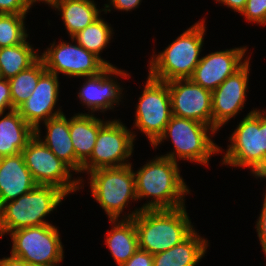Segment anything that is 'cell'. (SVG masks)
I'll return each instance as SVG.
<instances>
[{
    "instance_id": "cell-1",
    "label": "cell",
    "mask_w": 266,
    "mask_h": 266,
    "mask_svg": "<svg viewBox=\"0 0 266 266\" xmlns=\"http://www.w3.org/2000/svg\"><path fill=\"white\" fill-rule=\"evenodd\" d=\"M185 208H137L122 218L134 220L139 249L154 255L180 244L195 230Z\"/></svg>"
},
{
    "instance_id": "cell-2",
    "label": "cell",
    "mask_w": 266,
    "mask_h": 266,
    "mask_svg": "<svg viewBox=\"0 0 266 266\" xmlns=\"http://www.w3.org/2000/svg\"><path fill=\"white\" fill-rule=\"evenodd\" d=\"M178 164L162 155L134 172L137 199L153 200L141 210L177 209L185 206V195L190 191L180 175Z\"/></svg>"
},
{
    "instance_id": "cell-3",
    "label": "cell",
    "mask_w": 266,
    "mask_h": 266,
    "mask_svg": "<svg viewBox=\"0 0 266 266\" xmlns=\"http://www.w3.org/2000/svg\"><path fill=\"white\" fill-rule=\"evenodd\" d=\"M205 20L198 21L180 36L173 40L164 51L151 57L149 76L153 79L168 82L174 79H187L200 62L203 47Z\"/></svg>"
},
{
    "instance_id": "cell-4",
    "label": "cell",
    "mask_w": 266,
    "mask_h": 266,
    "mask_svg": "<svg viewBox=\"0 0 266 266\" xmlns=\"http://www.w3.org/2000/svg\"><path fill=\"white\" fill-rule=\"evenodd\" d=\"M266 112L253 109L231 134L222 164L250 168L259 178L266 172Z\"/></svg>"
},
{
    "instance_id": "cell-5",
    "label": "cell",
    "mask_w": 266,
    "mask_h": 266,
    "mask_svg": "<svg viewBox=\"0 0 266 266\" xmlns=\"http://www.w3.org/2000/svg\"><path fill=\"white\" fill-rule=\"evenodd\" d=\"M67 196L52 185H36L30 192L0 207V237L33 226L50 224L49 215Z\"/></svg>"
},
{
    "instance_id": "cell-6",
    "label": "cell",
    "mask_w": 266,
    "mask_h": 266,
    "mask_svg": "<svg viewBox=\"0 0 266 266\" xmlns=\"http://www.w3.org/2000/svg\"><path fill=\"white\" fill-rule=\"evenodd\" d=\"M209 132L213 135L217 131L204 123L172 115L163 134L153 144V147L156 148L163 140L170 137L175 150L163 155V157L170 158L176 163L177 158H179L208 165L210 157L220 151V147L210 139L212 136Z\"/></svg>"
},
{
    "instance_id": "cell-7",
    "label": "cell",
    "mask_w": 266,
    "mask_h": 266,
    "mask_svg": "<svg viewBox=\"0 0 266 266\" xmlns=\"http://www.w3.org/2000/svg\"><path fill=\"white\" fill-rule=\"evenodd\" d=\"M88 175L92 196L105 211L109 220H117L130 200H138L132 164L99 168L89 172Z\"/></svg>"
},
{
    "instance_id": "cell-8",
    "label": "cell",
    "mask_w": 266,
    "mask_h": 266,
    "mask_svg": "<svg viewBox=\"0 0 266 266\" xmlns=\"http://www.w3.org/2000/svg\"><path fill=\"white\" fill-rule=\"evenodd\" d=\"M10 237L11 255L27 264L57 266L64 259L60 233L52 224L18 229Z\"/></svg>"
},
{
    "instance_id": "cell-9",
    "label": "cell",
    "mask_w": 266,
    "mask_h": 266,
    "mask_svg": "<svg viewBox=\"0 0 266 266\" xmlns=\"http://www.w3.org/2000/svg\"><path fill=\"white\" fill-rule=\"evenodd\" d=\"M25 165L37 185H52L62 190L66 195L82 189V179L71 180L73 171L65 162L59 159L36 135L21 151Z\"/></svg>"
},
{
    "instance_id": "cell-10",
    "label": "cell",
    "mask_w": 266,
    "mask_h": 266,
    "mask_svg": "<svg viewBox=\"0 0 266 266\" xmlns=\"http://www.w3.org/2000/svg\"><path fill=\"white\" fill-rule=\"evenodd\" d=\"M135 136L121 121H108L99 130L93 152L82 164V172L131 165L126 159L133 153Z\"/></svg>"
},
{
    "instance_id": "cell-11",
    "label": "cell",
    "mask_w": 266,
    "mask_h": 266,
    "mask_svg": "<svg viewBox=\"0 0 266 266\" xmlns=\"http://www.w3.org/2000/svg\"><path fill=\"white\" fill-rule=\"evenodd\" d=\"M134 127L146 134L153 145L163 134L172 116L167 82L148 75L142 95L136 105Z\"/></svg>"
},
{
    "instance_id": "cell-12",
    "label": "cell",
    "mask_w": 266,
    "mask_h": 266,
    "mask_svg": "<svg viewBox=\"0 0 266 266\" xmlns=\"http://www.w3.org/2000/svg\"><path fill=\"white\" fill-rule=\"evenodd\" d=\"M47 71L58 76L59 73L70 77H89L103 72L108 66L95 54L78 43L53 42L50 48L39 56Z\"/></svg>"
},
{
    "instance_id": "cell-13",
    "label": "cell",
    "mask_w": 266,
    "mask_h": 266,
    "mask_svg": "<svg viewBox=\"0 0 266 266\" xmlns=\"http://www.w3.org/2000/svg\"><path fill=\"white\" fill-rule=\"evenodd\" d=\"M172 115L192 119L212 127V91L190 78L167 82Z\"/></svg>"
},
{
    "instance_id": "cell-14",
    "label": "cell",
    "mask_w": 266,
    "mask_h": 266,
    "mask_svg": "<svg viewBox=\"0 0 266 266\" xmlns=\"http://www.w3.org/2000/svg\"><path fill=\"white\" fill-rule=\"evenodd\" d=\"M250 58L212 91V127L218 131L243 109L249 82Z\"/></svg>"
},
{
    "instance_id": "cell-15",
    "label": "cell",
    "mask_w": 266,
    "mask_h": 266,
    "mask_svg": "<svg viewBox=\"0 0 266 266\" xmlns=\"http://www.w3.org/2000/svg\"><path fill=\"white\" fill-rule=\"evenodd\" d=\"M246 51L245 47H235L211 52L201 57L190 79L201 87L214 91L249 60L250 57H245Z\"/></svg>"
},
{
    "instance_id": "cell-16",
    "label": "cell",
    "mask_w": 266,
    "mask_h": 266,
    "mask_svg": "<svg viewBox=\"0 0 266 266\" xmlns=\"http://www.w3.org/2000/svg\"><path fill=\"white\" fill-rule=\"evenodd\" d=\"M59 86L58 76L46 70L40 76L30 97L16 109L35 131H40L41 121L45 122L63 114L60 108L54 111L58 101Z\"/></svg>"
},
{
    "instance_id": "cell-17",
    "label": "cell",
    "mask_w": 266,
    "mask_h": 266,
    "mask_svg": "<svg viewBox=\"0 0 266 266\" xmlns=\"http://www.w3.org/2000/svg\"><path fill=\"white\" fill-rule=\"evenodd\" d=\"M126 71L117 69L115 66H108L103 72L95 76L85 78L82 88L79 90L78 98L81 100L91 114L95 111L104 112L113 109L122 99V88L119 83L111 77L120 76L130 78ZM113 75V76H111Z\"/></svg>"
},
{
    "instance_id": "cell-18",
    "label": "cell",
    "mask_w": 266,
    "mask_h": 266,
    "mask_svg": "<svg viewBox=\"0 0 266 266\" xmlns=\"http://www.w3.org/2000/svg\"><path fill=\"white\" fill-rule=\"evenodd\" d=\"M36 185L22 153L0 158V207L30 192Z\"/></svg>"
},
{
    "instance_id": "cell-19",
    "label": "cell",
    "mask_w": 266,
    "mask_h": 266,
    "mask_svg": "<svg viewBox=\"0 0 266 266\" xmlns=\"http://www.w3.org/2000/svg\"><path fill=\"white\" fill-rule=\"evenodd\" d=\"M47 129L44 141L40 137V131H35V135L63 162H65L74 172L82 173V162L76 157L74 146L70 138L69 119L65 114L43 122Z\"/></svg>"
},
{
    "instance_id": "cell-20",
    "label": "cell",
    "mask_w": 266,
    "mask_h": 266,
    "mask_svg": "<svg viewBox=\"0 0 266 266\" xmlns=\"http://www.w3.org/2000/svg\"><path fill=\"white\" fill-rule=\"evenodd\" d=\"M4 115L0 114V158L21 153L35 135V130L17 110L8 111Z\"/></svg>"
},
{
    "instance_id": "cell-21",
    "label": "cell",
    "mask_w": 266,
    "mask_h": 266,
    "mask_svg": "<svg viewBox=\"0 0 266 266\" xmlns=\"http://www.w3.org/2000/svg\"><path fill=\"white\" fill-rule=\"evenodd\" d=\"M195 230L180 244L153 255V266H196L204 257L208 240Z\"/></svg>"
},
{
    "instance_id": "cell-22",
    "label": "cell",
    "mask_w": 266,
    "mask_h": 266,
    "mask_svg": "<svg viewBox=\"0 0 266 266\" xmlns=\"http://www.w3.org/2000/svg\"><path fill=\"white\" fill-rule=\"evenodd\" d=\"M108 121H103L94 114L77 113L69 119L70 138L76 157L84 163L92 154L99 130Z\"/></svg>"
},
{
    "instance_id": "cell-23",
    "label": "cell",
    "mask_w": 266,
    "mask_h": 266,
    "mask_svg": "<svg viewBox=\"0 0 266 266\" xmlns=\"http://www.w3.org/2000/svg\"><path fill=\"white\" fill-rule=\"evenodd\" d=\"M46 4L61 12L70 38L97 20L101 13L93 0H49Z\"/></svg>"
},
{
    "instance_id": "cell-24",
    "label": "cell",
    "mask_w": 266,
    "mask_h": 266,
    "mask_svg": "<svg viewBox=\"0 0 266 266\" xmlns=\"http://www.w3.org/2000/svg\"><path fill=\"white\" fill-rule=\"evenodd\" d=\"M119 220H110L114 226L107 233L105 243L118 266H121L139 249V244L134 220Z\"/></svg>"
},
{
    "instance_id": "cell-25",
    "label": "cell",
    "mask_w": 266,
    "mask_h": 266,
    "mask_svg": "<svg viewBox=\"0 0 266 266\" xmlns=\"http://www.w3.org/2000/svg\"><path fill=\"white\" fill-rule=\"evenodd\" d=\"M39 55L34 51L27 39L16 46L0 48V77L10 79L18 73L28 69L38 59Z\"/></svg>"
},
{
    "instance_id": "cell-26",
    "label": "cell",
    "mask_w": 266,
    "mask_h": 266,
    "mask_svg": "<svg viewBox=\"0 0 266 266\" xmlns=\"http://www.w3.org/2000/svg\"><path fill=\"white\" fill-rule=\"evenodd\" d=\"M113 30L111 26L99 17L97 20L89 24L85 29L76 33L71 39L76 41L80 46L95 54L107 66H113L110 62L102 59L99 55L104 48L107 47L111 40Z\"/></svg>"
},
{
    "instance_id": "cell-27",
    "label": "cell",
    "mask_w": 266,
    "mask_h": 266,
    "mask_svg": "<svg viewBox=\"0 0 266 266\" xmlns=\"http://www.w3.org/2000/svg\"><path fill=\"white\" fill-rule=\"evenodd\" d=\"M46 71L43 61L39 58L28 69L9 79L13 109L25 102L36 88L40 76Z\"/></svg>"
},
{
    "instance_id": "cell-28",
    "label": "cell",
    "mask_w": 266,
    "mask_h": 266,
    "mask_svg": "<svg viewBox=\"0 0 266 266\" xmlns=\"http://www.w3.org/2000/svg\"><path fill=\"white\" fill-rule=\"evenodd\" d=\"M25 17L26 14H0V48L16 46L27 39Z\"/></svg>"
},
{
    "instance_id": "cell-29",
    "label": "cell",
    "mask_w": 266,
    "mask_h": 266,
    "mask_svg": "<svg viewBox=\"0 0 266 266\" xmlns=\"http://www.w3.org/2000/svg\"><path fill=\"white\" fill-rule=\"evenodd\" d=\"M241 15L249 22L266 25V0H247Z\"/></svg>"
},
{
    "instance_id": "cell-30",
    "label": "cell",
    "mask_w": 266,
    "mask_h": 266,
    "mask_svg": "<svg viewBox=\"0 0 266 266\" xmlns=\"http://www.w3.org/2000/svg\"><path fill=\"white\" fill-rule=\"evenodd\" d=\"M33 0H0V14H27Z\"/></svg>"
},
{
    "instance_id": "cell-31",
    "label": "cell",
    "mask_w": 266,
    "mask_h": 266,
    "mask_svg": "<svg viewBox=\"0 0 266 266\" xmlns=\"http://www.w3.org/2000/svg\"><path fill=\"white\" fill-rule=\"evenodd\" d=\"M6 109L12 111V99L9 80L0 77V114L5 113Z\"/></svg>"
},
{
    "instance_id": "cell-32",
    "label": "cell",
    "mask_w": 266,
    "mask_h": 266,
    "mask_svg": "<svg viewBox=\"0 0 266 266\" xmlns=\"http://www.w3.org/2000/svg\"><path fill=\"white\" fill-rule=\"evenodd\" d=\"M121 266H153V255L147 251L138 249L128 261Z\"/></svg>"
},
{
    "instance_id": "cell-33",
    "label": "cell",
    "mask_w": 266,
    "mask_h": 266,
    "mask_svg": "<svg viewBox=\"0 0 266 266\" xmlns=\"http://www.w3.org/2000/svg\"><path fill=\"white\" fill-rule=\"evenodd\" d=\"M264 200L262 204V209L259 218L257 219L256 230L258 233V238L266 257V193L264 195Z\"/></svg>"
},
{
    "instance_id": "cell-34",
    "label": "cell",
    "mask_w": 266,
    "mask_h": 266,
    "mask_svg": "<svg viewBox=\"0 0 266 266\" xmlns=\"http://www.w3.org/2000/svg\"><path fill=\"white\" fill-rule=\"evenodd\" d=\"M142 0H110L109 4H105V8L102 10L105 13L111 11V5L117 10L123 11H131L136 9ZM109 8V9H108Z\"/></svg>"
},
{
    "instance_id": "cell-35",
    "label": "cell",
    "mask_w": 266,
    "mask_h": 266,
    "mask_svg": "<svg viewBox=\"0 0 266 266\" xmlns=\"http://www.w3.org/2000/svg\"><path fill=\"white\" fill-rule=\"evenodd\" d=\"M216 2L222 3L228 8L241 14L246 6L247 0H216Z\"/></svg>"
},
{
    "instance_id": "cell-36",
    "label": "cell",
    "mask_w": 266,
    "mask_h": 266,
    "mask_svg": "<svg viewBox=\"0 0 266 266\" xmlns=\"http://www.w3.org/2000/svg\"><path fill=\"white\" fill-rule=\"evenodd\" d=\"M0 266H26V262L10 255L7 258L0 259Z\"/></svg>"
},
{
    "instance_id": "cell-37",
    "label": "cell",
    "mask_w": 266,
    "mask_h": 266,
    "mask_svg": "<svg viewBox=\"0 0 266 266\" xmlns=\"http://www.w3.org/2000/svg\"><path fill=\"white\" fill-rule=\"evenodd\" d=\"M26 266H45V265H38V264H27V263H26Z\"/></svg>"
},
{
    "instance_id": "cell-38",
    "label": "cell",
    "mask_w": 266,
    "mask_h": 266,
    "mask_svg": "<svg viewBox=\"0 0 266 266\" xmlns=\"http://www.w3.org/2000/svg\"><path fill=\"white\" fill-rule=\"evenodd\" d=\"M33 1H34V2H37V3H38L39 1H40V2L42 1V2L47 3L49 0H33Z\"/></svg>"
},
{
    "instance_id": "cell-39",
    "label": "cell",
    "mask_w": 266,
    "mask_h": 266,
    "mask_svg": "<svg viewBox=\"0 0 266 266\" xmlns=\"http://www.w3.org/2000/svg\"><path fill=\"white\" fill-rule=\"evenodd\" d=\"M259 178H261V179L264 178V179H265V178H266V172L263 173ZM265 192H266V191H265Z\"/></svg>"
}]
</instances>
